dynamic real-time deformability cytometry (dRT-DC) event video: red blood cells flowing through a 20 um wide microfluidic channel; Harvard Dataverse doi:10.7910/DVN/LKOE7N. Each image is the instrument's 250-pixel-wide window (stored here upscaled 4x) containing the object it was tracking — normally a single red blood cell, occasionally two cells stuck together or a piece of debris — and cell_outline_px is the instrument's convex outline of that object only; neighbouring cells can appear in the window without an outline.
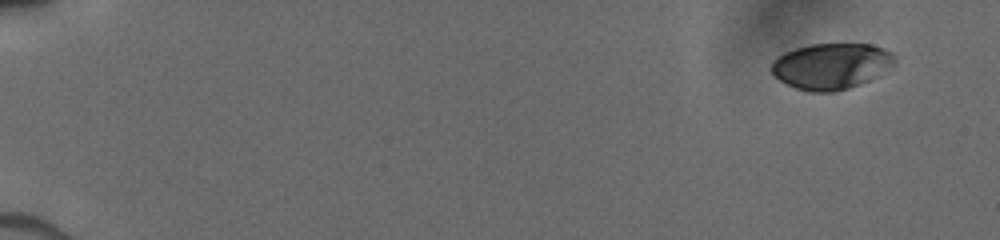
{"species": "human", "species_latin": "Homo sapiens", "temperature_condition": "cold", "stored_images_in_passage": 10, "camera_frame_rate_fps": 3000, "um_per_image_px": 0.085, "donor": {"sex": "male"}, "frame": {"image": 1, "passage_image": 1, "time_ms": 0.0, "image_size_px": [1000, 240], "cell_outline_px": [[896, 60], [892, 64], [868, 80], [860, 84], [836, 92], [812, 92], [796, 88], [780, 80], [772, 72], [772, 60], [784, 52], [796, 48], [812, 44], [872, 44], [884, 48], [892, 52], [896, 56]], "centroid_in_image_um": [70.64, 5.61], "position_along_channel_um": 14.4, "area_um2": 32.71}}
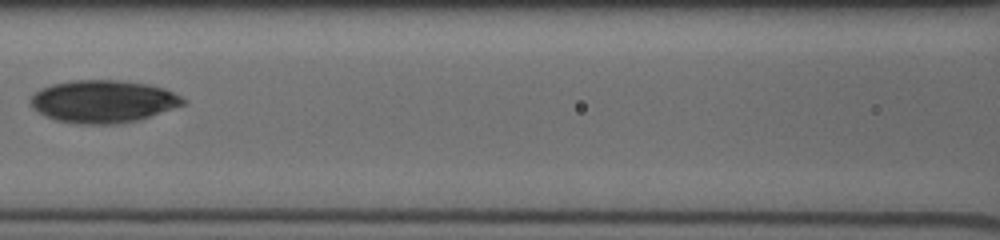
{"frame": {"image": 2, "passage_image": 9, "time_ms": 7.667, "image_size_px": [1000, 240], "cell_outline_px": [[184, 104], [124, 124], [80, 124], [56, 120], [32, 108], [28, 100], [40, 88], [52, 84], [72, 80], [120, 80], [148, 84], [164, 88], [180, 96], [184, 100]], "centroid_in_image_um": [8.72, 8.61], "position_along_channel_um": 157.9, "area_um2": 37.57}}
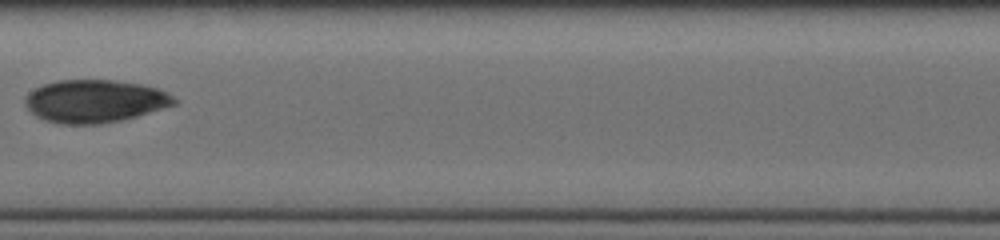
{"frame": {"image": 3, "passage_image": 10, "time_ms": 8.667, "image_size_px": [1000, 240], "cell_outline_px": [[180, 100], [176, 104], [136, 116], [120, 120], [100, 124], [60, 124], [44, 120], [36, 116], [24, 104], [24, 96], [28, 92], [44, 84], [56, 80], [116, 80], [140, 84], [156, 88], [168, 92]], "centroid_in_image_um": [8.05, 8.59], "position_along_channel_um": 199.3, "area_um2": 37.34}}